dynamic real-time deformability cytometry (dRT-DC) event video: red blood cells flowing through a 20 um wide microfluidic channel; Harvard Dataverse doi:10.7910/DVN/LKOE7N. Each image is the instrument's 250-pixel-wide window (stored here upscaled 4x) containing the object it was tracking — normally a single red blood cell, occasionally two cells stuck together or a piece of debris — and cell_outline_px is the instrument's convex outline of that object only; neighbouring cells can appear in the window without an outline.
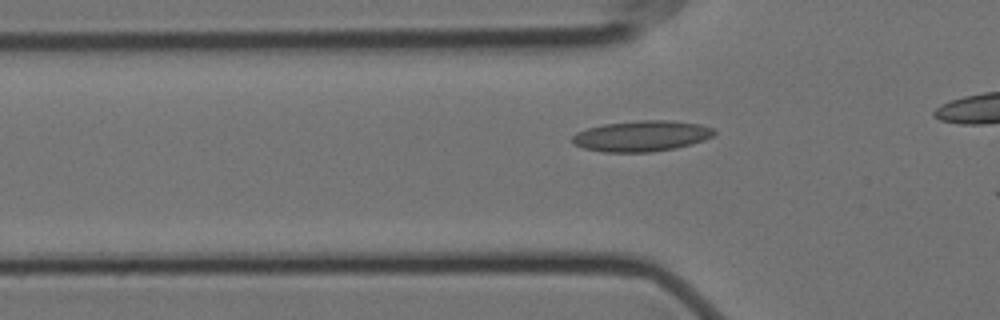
{"species": "Egyptian fruit bat (a non-hibernating species)", "species_latin": "Rousettus aegyptiacus", "temperature_condition": "cold", "stored_images_in_passage": 7, "camera_frame_rate_fps": 3000, "um_per_image_px": 0.085, "animal": {"sex": "female"}, "frame": {"image": 1, "passage_image": 6, "time_ms": 1.667, "image_size_px": [1000, 320], "cell_outline_px": [[716, 132], [712, 136], [704, 140], [692, 144], [652, 152], [604, 152], [584, 148], [572, 144], [572, 136], [576, 132], [588, 128], [604, 124], [636, 120], [668, 120], [700, 124], [712, 128]], "centroid_in_image_um": [54.51, 11.56], "position_along_channel_um": 71.3, "area_um2": 25.43}}